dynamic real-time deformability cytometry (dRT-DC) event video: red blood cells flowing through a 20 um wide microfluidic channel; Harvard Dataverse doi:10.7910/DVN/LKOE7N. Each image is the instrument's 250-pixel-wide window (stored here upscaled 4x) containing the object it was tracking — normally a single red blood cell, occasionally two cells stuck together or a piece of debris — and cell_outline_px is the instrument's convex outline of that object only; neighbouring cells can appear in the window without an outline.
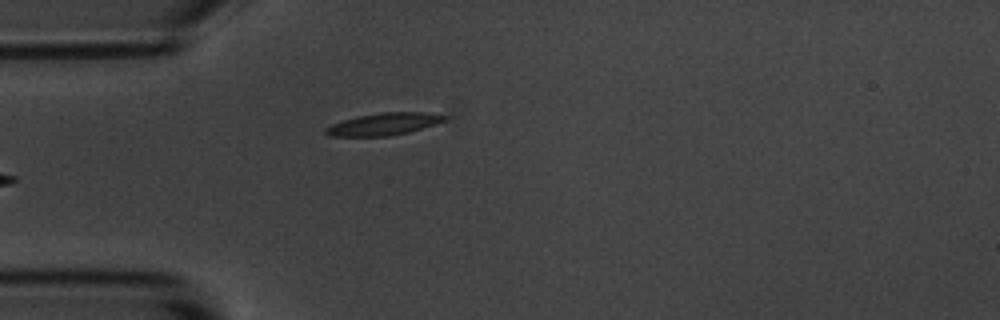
{"species": "common noctule bat (a hibernating species)", "species_latin": "Nyctalus noctula", "temperature_condition": "room temperature", "stored_images_in_passage": 4, "camera_frame_rate_fps": 3000, "um_per_image_px": 0.085, "animal": {"sex": "male", "body_mass_g": 20.1, "forearm_length_mm": 53.5}, "frame": {"image": 1, "passage_image": 4, "time_ms": 3.333, "image_size_px": [1000, 320], "cell_outline_px": [[448, 116], [444, 120], [436, 124], [408, 132], [388, 136], [328, 136], [324, 132], [324, 128], [332, 124], [356, 116], [380, 112], [428, 112]], "centroid_in_image_um": [32.6, 10.54], "position_along_channel_um": 52.4, "area_um2": 15.37}}